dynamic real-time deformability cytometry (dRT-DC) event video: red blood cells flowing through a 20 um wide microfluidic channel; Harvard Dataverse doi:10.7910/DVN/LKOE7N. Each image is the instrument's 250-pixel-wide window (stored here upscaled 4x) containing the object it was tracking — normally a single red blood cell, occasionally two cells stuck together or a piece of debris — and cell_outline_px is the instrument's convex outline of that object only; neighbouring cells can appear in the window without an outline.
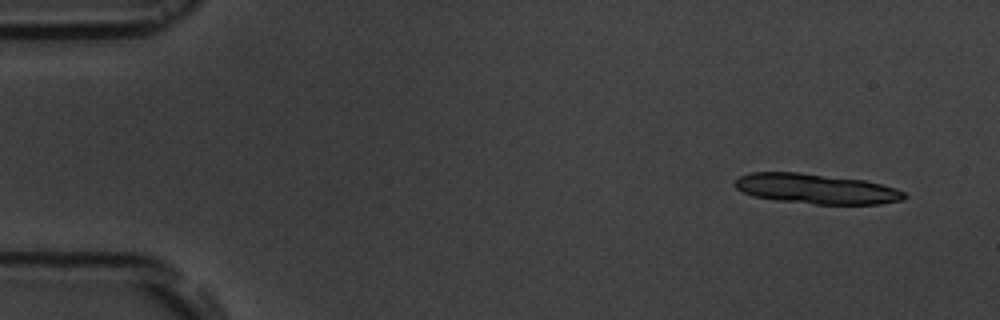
{"species": "common noctule bat (a hibernating species)", "species_latin": "Nyctalus noctula", "temperature_condition": "room temperature", "stored_images_in_passage": 4, "camera_frame_rate_fps": 3000, "um_per_image_px": 0.085, "animal": {"sex": "male", "body_mass_g": 19.5, "forearm_length_mm": 54.6}, "frame": {"image": 1, "passage_image": 1, "time_ms": 0.0, "image_size_px": [1000, 320], "cell_outline_px": [[908, 196], [904, 200], [880, 204], [816, 204], [776, 200], [752, 196], [736, 188], [732, 184], [740, 176], [752, 172], [800, 172], [864, 180], [896, 188], [904, 192]], "centroid_in_image_um": [69.38, 16.05], "position_along_channel_um": 15.6, "area_um2": 29.71}}